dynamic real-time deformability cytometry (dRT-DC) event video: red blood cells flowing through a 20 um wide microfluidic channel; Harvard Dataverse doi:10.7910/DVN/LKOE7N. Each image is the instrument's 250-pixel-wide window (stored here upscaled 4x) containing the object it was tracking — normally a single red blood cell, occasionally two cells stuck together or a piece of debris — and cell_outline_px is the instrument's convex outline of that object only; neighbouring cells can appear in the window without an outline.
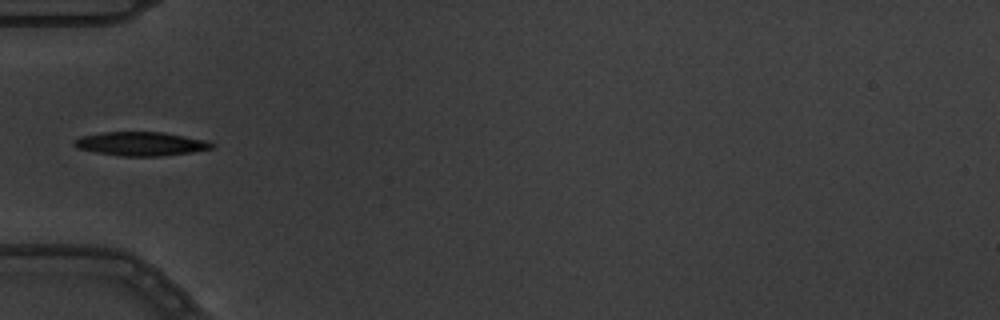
{"species": "common noctule bat (a hibernating species)", "species_latin": "Nyctalus noctula", "temperature_condition": "warm", "stored_images_in_passage": 1, "camera_frame_rate_fps": 3000, "um_per_image_px": 0.085, "animal": {"sex": "male", "body_mass_g": 19.5, "forearm_length_mm": 54.6}, "frame": {"image": 1, "passage_image": 1, "time_ms": 0.0, "image_size_px": [1000, 320], "cell_outline_px": [[216, 144], [212, 148], [192, 152], [160, 156], [120, 156], [96, 152], [76, 148], [72, 144], [72, 140], [80, 136], [100, 132], [160, 132], [204, 140]], "centroid_in_image_um": [11.89, 12.22], "position_along_channel_um": 73.1, "area_um2": 19.07}}